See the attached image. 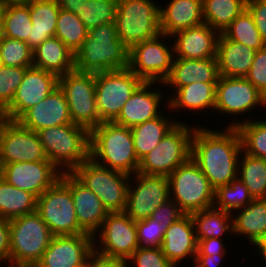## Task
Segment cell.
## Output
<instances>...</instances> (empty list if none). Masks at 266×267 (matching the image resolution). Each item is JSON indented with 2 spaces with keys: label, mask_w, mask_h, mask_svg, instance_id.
Instances as JSON below:
<instances>
[{
  "label": "cell",
  "mask_w": 266,
  "mask_h": 267,
  "mask_svg": "<svg viewBox=\"0 0 266 267\" xmlns=\"http://www.w3.org/2000/svg\"><path fill=\"white\" fill-rule=\"evenodd\" d=\"M241 152L242 142L236 127H227L219 132L204 126L194 127L191 159L214 190L238 177L239 159L243 156Z\"/></svg>",
  "instance_id": "cell-1"
},
{
  "label": "cell",
  "mask_w": 266,
  "mask_h": 267,
  "mask_svg": "<svg viewBox=\"0 0 266 267\" xmlns=\"http://www.w3.org/2000/svg\"><path fill=\"white\" fill-rule=\"evenodd\" d=\"M129 49L118 38L115 22L89 30L75 53V70L99 73L128 68Z\"/></svg>",
  "instance_id": "cell-2"
},
{
  "label": "cell",
  "mask_w": 266,
  "mask_h": 267,
  "mask_svg": "<svg viewBox=\"0 0 266 267\" xmlns=\"http://www.w3.org/2000/svg\"><path fill=\"white\" fill-rule=\"evenodd\" d=\"M90 158L101 166L131 176L140 164L131 129L115 122H103L90 131Z\"/></svg>",
  "instance_id": "cell-3"
},
{
  "label": "cell",
  "mask_w": 266,
  "mask_h": 267,
  "mask_svg": "<svg viewBox=\"0 0 266 267\" xmlns=\"http://www.w3.org/2000/svg\"><path fill=\"white\" fill-rule=\"evenodd\" d=\"M37 133L47 159L61 172H72L90 158V131L85 127L67 124Z\"/></svg>",
  "instance_id": "cell-4"
},
{
  "label": "cell",
  "mask_w": 266,
  "mask_h": 267,
  "mask_svg": "<svg viewBox=\"0 0 266 267\" xmlns=\"http://www.w3.org/2000/svg\"><path fill=\"white\" fill-rule=\"evenodd\" d=\"M10 267H35L53 235L35 211L9 220Z\"/></svg>",
  "instance_id": "cell-5"
},
{
  "label": "cell",
  "mask_w": 266,
  "mask_h": 267,
  "mask_svg": "<svg viewBox=\"0 0 266 267\" xmlns=\"http://www.w3.org/2000/svg\"><path fill=\"white\" fill-rule=\"evenodd\" d=\"M36 212L53 236L85 233L75 213L70 191V172H62L60 178L37 198Z\"/></svg>",
  "instance_id": "cell-6"
},
{
  "label": "cell",
  "mask_w": 266,
  "mask_h": 267,
  "mask_svg": "<svg viewBox=\"0 0 266 267\" xmlns=\"http://www.w3.org/2000/svg\"><path fill=\"white\" fill-rule=\"evenodd\" d=\"M115 25L118 38L129 49L161 34L160 6L152 0H117Z\"/></svg>",
  "instance_id": "cell-7"
},
{
  "label": "cell",
  "mask_w": 266,
  "mask_h": 267,
  "mask_svg": "<svg viewBox=\"0 0 266 267\" xmlns=\"http://www.w3.org/2000/svg\"><path fill=\"white\" fill-rule=\"evenodd\" d=\"M71 173L98 196L109 213L125 211L131 175L101 166L91 158Z\"/></svg>",
  "instance_id": "cell-8"
},
{
  "label": "cell",
  "mask_w": 266,
  "mask_h": 267,
  "mask_svg": "<svg viewBox=\"0 0 266 267\" xmlns=\"http://www.w3.org/2000/svg\"><path fill=\"white\" fill-rule=\"evenodd\" d=\"M178 122L156 147L141 160L138 173L169 176L178 166L191 158L194 127Z\"/></svg>",
  "instance_id": "cell-9"
},
{
  "label": "cell",
  "mask_w": 266,
  "mask_h": 267,
  "mask_svg": "<svg viewBox=\"0 0 266 267\" xmlns=\"http://www.w3.org/2000/svg\"><path fill=\"white\" fill-rule=\"evenodd\" d=\"M168 179L170 198L185 214L213 207L215 190L191 158L178 166Z\"/></svg>",
  "instance_id": "cell-10"
},
{
  "label": "cell",
  "mask_w": 266,
  "mask_h": 267,
  "mask_svg": "<svg viewBox=\"0 0 266 267\" xmlns=\"http://www.w3.org/2000/svg\"><path fill=\"white\" fill-rule=\"evenodd\" d=\"M142 83L129 68L95 73L96 106L101 122H114Z\"/></svg>",
  "instance_id": "cell-11"
},
{
  "label": "cell",
  "mask_w": 266,
  "mask_h": 267,
  "mask_svg": "<svg viewBox=\"0 0 266 267\" xmlns=\"http://www.w3.org/2000/svg\"><path fill=\"white\" fill-rule=\"evenodd\" d=\"M58 86L67 99L73 124L91 131L102 123L96 106L95 73L73 70L59 76Z\"/></svg>",
  "instance_id": "cell-12"
},
{
  "label": "cell",
  "mask_w": 266,
  "mask_h": 267,
  "mask_svg": "<svg viewBox=\"0 0 266 267\" xmlns=\"http://www.w3.org/2000/svg\"><path fill=\"white\" fill-rule=\"evenodd\" d=\"M167 37L161 33L129 48L128 68L143 82L163 83L169 76L175 57L173 45L161 42Z\"/></svg>",
  "instance_id": "cell-13"
},
{
  "label": "cell",
  "mask_w": 266,
  "mask_h": 267,
  "mask_svg": "<svg viewBox=\"0 0 266 267\" xmlns=\"http://www.w3.org/2000/svg\"><path fill=\"white\" fill-rule=\"evenodd\" d=\"M94 252L107 258L127 259L139 248L136 221L125 212L109 213L99 230Z\"/></svg>",
  "instance_id": "cell-14"
},
{
  "label": "cell",
  "mask_w": 266,
  "mask_h": 267,
  "mask_svg": "<svg viewBox=\"0 0 266 267\" xmlns=\"http://www.w3.org/2000/svg\"><path fill=\"white\" fill-rule=\"evenodd\" d=\"M1 164L47 160L38 133L7 119L0 131Z\"/></svg>",
  "instance_id": "cell-15"
},
{
  "label": "cell",
  "mask_w": 266,
  "mask_h": 267,
  "mask_svg": "<svg viewBox=\"0 0 266 267\" xmlns=\"http://www.w3.org/2000/svg\"><path fill=\"white\" fill-rule=\"evenodd\" d=\"M136 186L129 181L125 213L134 221L149 218L156 208L170 198L169 179L162 175L136 172Z\"/></svg>",
  "instance_id": "cell-16"
},
{
  "label": "cell",
  "mask_w": 266,
  "mask_h": 267,
  "mask_svg": "<svg viewBox=\"0 0 266 267\" xmlns=\"http://www.w3.org/2000/svg\"><path fill=\"white\" fill-rule=\"evenodd\" d=\"M94 237L78 235L53 236L35 267H82L94 252Z\"/></svg>",
  "instance_id": "cell-17"
},
{
  "label": "cell",
  "mask_w": 266,
  "mask_h": 267,
  "mask_svg": "<svg viewBox=\"0 0 266 267\" xmlns=\"http://www.w3.org/2000/svg\"><path fill=\"white\" fill-rule=\"evenodd\" d=\"M255 106L265 107L266 97L246 78L219 76L214 110L235 116L254 110Z\"/></svg>",
  "instance_id": "cell-18"
},
{
  "label": "cell",
  "mask_w": 266,
  "mask_h": 267,
  "mask_svg": "<svg viewBox=\"0 0 266 267\" xmlns=\"http://www.w3.org/2000/svg\"><path fill=\"white\" fill-rule=\"evenodd\" d=\"M61 173L48 159L2 165V177L8 183L37 198L60 178Z\"/></svg>",
  "instance_id": "cell-19"
},
{
  "label": "cell",
  "mask_w": 266,
  "mask_h": 267,
  "mask_svg": "<svg viewBox=\"0 0 266 267\" xmlns=\"http://www.w3.org/2000/svg\"><path fill=\"white\" fill-rule=\"evenodd\" d=\"M59 77L35 67L26 70L12 102L5 108L9 120H17L25 111L38 104L58 87Z\"/></svg>",
  "instance_id": "cell-20"
},
{
  "label": "cell",
  "mask_w": 266,
  "mask_h": 267,
  "mask_svg": "<svg viewBox=\"0 0 266 267\" xmlns=\"http://www.w3.org/2000/svg\"><path fill=\"white\" fill-rule=\"evenodd\" d=\"M17 121L35 132L48 127L73 124L67 99L59 86L38 104L25 111Z\"/></svg>",
  "instance_id": "cell-21"
},
{
  "label": "cell",
  "mask_w": 266,
  "mask_h": 267,
  "mask_svg": "<svg viewBox=\"0 0 266 267\" xmlns=\"http://www.w3.org/2000/svg\"><path fill=\"white\" fill-rule=\"evenodd\" d=\"M220 33L206 23L178 31L172 35L174 57L183 59L216 58Z\"/></svg>",
  "instance_id": "cell-22"
},
{
  "label": "cell",
  "mask_w": 266,
  "mask_h": 267,
  "mask_svg": "<svg viewBox=\"0 0 266 267\" xmlns=\"http://www.w3.org/2000/svg\"><path fill=\"white\" fill-rule=\"evenodd\" d=\"M70 191L80 228L97 240L103 220L109 214L98 196L70 172ZM98 230V231H97ZM96 236V239H95Z\"/></svg>",
  "instance_id": "cell-23"
},
{
  "label": "cell",
  "mask_w": 266,
  "mask_h": 267,
  "mask_svg": "<svg viewBox=\"0 0 266 267\" xmlns=\"http://www.w3.org/2000/svg\"><path fill=\"white\" fill-rule=\"evenodd\" d=\"M153 84L160 85L158 82H143L124 104L114 122L131 128L160 116L159 105L164 98L162 92L153 90Z\"/></svg>",
  "instance_id": "cell-24"
},
{
  "label": "cell",
  "mask_w": 266,
  "mask_h": 267,
  "mask_svg": "<svg viewBox=\"0 0 266 267\" xmlns=\"http://www.w3.org/2000/svg\"><path fill=\"white\" fill-rule=\"evenodd\" d=\"M197 245L191 214H185L165 231L161 249L166 258L176 267L187 256L191 255L195 259Z\"/></svg>",
  "instance_id": "cell-25"
},
{
  "label": "cell",
  "mask_w": 266,
  "mask_h": 267,
  "mask_svg": "<svg viewBox=\"0 0 266 267\" xmlns=\"http://www.w3.org/2000/svg\"><path fill=\"white\" fill-rule=\"evenodd\" d=\"M219 78L216 58L206 59H183L174 58L173 66L169 76L162 85H169L175 88L200 83H217Z\"/></svg>",
  "instance_id": "cell-26"
},
{
  "label": "cell",
  "mask_w": 266,
  "mask_h": 267,
  "mask_svg": "<svg viewBox=\"0 0 266 267\" xmlns=\"http://www.w3.org/2000/svg\"><path fill=\"white\" fill-rule=\"evenodd\" d=\"M256 50L229 40L220 33L216 59L219 76L245 78L252 66Z\"/></svg>",
  "instance_id": "cell-27"
},
{
  "label": "cell",
  "mask_w": 266,
  "mask_h": 267,
  "mask_svg": "<svg viewBox=\"0 0 266 267\" xmlns=\"http://www.w3.org/2000/svg\"><path fill=\"white\" fill-rule=\"evenodd\" d=\"M204 23L202 0H170L167 7L160 6L162 34L174 33Z\"/></svg>",
  "instance_id": "cell-28"
},
{
  "label": "cell",
  "mask_w": 266,
  "mask_h": 267,
  "mask_svg": "<svg viewBox=\"0 0 266 267\" xmlns=\"http://www.w3.org/2000/svg\"><path fill=\"white\" fill-rule=\"evenodd\" d=\"M33 67L52 72L59 77L75 70V54L53 36L33 51Z\"/></svg>",
  "instance_id": "cell-29"
},
{
  "label": "cell",
  "mask_w": 266,
  "mask_h": 267,
  "mask_svg": "<svg viewBox=\"0 0 266 267\" xmlns=\"http://www.w3.org/2000/svg\"><path fill=\"white\" fill-rule=\"evenodd\" d=\"M29 8L32 29L26 43L34 51L46 39L55 36L60 6L57 0H31Z\"/></svg>",
  "instance_id": "cell-30"
},
{
  "label": "cell",
  "mask_w": 266,
  "mask_h": 267,
  "mask_svg": "<svg viewBox=\"0 0 266 267\" xmlns=\"http://www.w3.org/2000/svg\"><path fill=\"white\" fill-rule=\"evenodd\" d=\"M236 215L232 217L233 235L247 236L257 248L266 238V199H254Z\"/></svg>",
  "instance_id": "cell-31"
},
{
  "label": "cell",
  "mask_w": 266,
  "mask_h": 267,
  "mask_svg": "<svg viewBox=\"0 0 266 267\" xmlns=\"http://www.w3.org/2000/svg\"><path fill=\"white\" fill-rule=\"evenodd\" d=\"M216 84L195 82L180 87L175 91V96L166 100L167 106L169 105L168 108L175 111L182 108L192 111L213 109L216 101Z\"/></svg>",
  "instance_id": "cell-32"
},
{
  "label": "cell",
  "mask_w": 266,
  "mask_h": 267,
  "mask_svg": "<svg viewBox=\"0 0 266 267\" xmlns=\"http://www.w3.org/2000/svg\"><path fill=\"white\" fill-rule=\"evenodd\" d=\"M169 120L165 115H160L130 128L139 161L152 151L166 133L178 123Z\"/></svg>",
  "instance_id": "cell-33"
},
{
  "label": "cell",
  "mask_w": 266,
  "mask_h": 267,
  "mask_svg": "<svg viewBox=\"0 0 266 267\" xmlns=\"http://www.w3.org/2000/svg\"><path fill=\"white\" fill-rule=\"evenodd\" d=\"M37 197L0 177V218L12 220L36 211Z\"/></svg>",
  "instance_id": "cell-34"
},
{
  "label": "cell",
  "mask_w": 266,
  "mask_h": 267,
  "mask_svg": "<svg viewBox=\"0 0 266 267\" xmlns=\"http://www.w3.org/2000/svg\"><path fill=\"white\" fill-rule=\"evenodd\" d=\"M232 217L231 213L214 207L191 213L197 242L201 239L221 238L228 231L233 233Z\"/></svg>",
  "instance_id": "cell-35"
},
{
  "label": "cell",
  "mask_w": 266,
  "mask_h": 267,
  "mask_svg": "<svg viewBox=\"0 0 266 267\" xmlns=\"http://www.w3.org/2000/svg\"><path fill=\"white\" fill-rule=\"evenodd\" d=\"M247 0H202L203 20L222 33L246 9Z\"/></svg>",
  "instance_id": "cell-36"
},
{
  "label": "cell",
  "mask_w": 266,
  "mask_h": 267,
  "mask_svg": "<svg viewBox=\"0 0 266 267\" xmlns=\"http://www.w3.org/2000/svg\"><path fill=\"white\" fill-rule=\"evenodd\" d=\"M238 164V177L253 199H266V160L245 153Z\"/></svg>",
  "instance_id": "cell-37"
},
{
  "label": "cell",
  "mask_w": 266,
  "mask_h": 267,
  "mask_svg": "<svg viewBox=\"0 0 266 267\" xmlns=\"http://www.w3.org/2000/svg\"><path fill=\"white\" fill-rule=\"evenodd\" d=\"M232 121L227 127H236L239 131L242 150L252 156L266 160V121L245 120L242 122Z\"/></svg>",
  "instance_id": "cell-38"
},
{
  "label": "cell",
  "mask_w": 266,
  "mask_h": 267,
  "mask_svg": "<svg viewBox=\"0 0 266 267\" xmlns=\"http://www.w3.org/2000/svg\"><path fill=\"white\" fill-rule=\"evenodd\" d=\"M89 30L75 13L60 8L55 36L65 44L72 53H76L85 38L88 36Z\"/></svg>",
  "instance_id": "cell-39"
},
{
  "label": "cell",
  "mask_w": 266,
  "mask_h": 267,
  "mask_svg": "<svg viewBox=\"0 0 266 267\" xmlns=\"http://www.w3.org/2000/svg\"><path fill=\"white\" fill-rule=\"evenodd\" d=\"M229 40L242 43L253 50H260L266 46L255 25L250 12L245 9L222 32Z\"/></svg>",
  "instance_id": "cell-40"
},
{
  "label": "cell",
  "mask_w": 266,
  "mask_h": 267,
  "mask_svg": "<svg viewBox=\"0 0 266 267\" xmlns=\"http://www.w3.org/2000/svg\"><path fill=\"white\" fill-rule=\"evenodd\" d=\"M253 200L247 186L236 177L229 184L215 190L213 207L233 215V211L244 208Z\"/></svg>",
  "instance_id": "cell-41"
},
{
  "label": "cell",
  "mask_w": 266,
  "mask_h": 267,
  "mask_svg": "<svg viewBox=\"0 0 266 267\" xmlns=\"http://www.w3.org/2000/svg\"><path fill=\"white\" fill-rule=\"evenodd\" d=\"M3 28L5 37L27 42L32 29L29 3L7 5Z\"/></svg>",
  "instance_id": "cell-42"
},
{
  "label": "cell",
  "mask_w": 266,
  "mask_h": 267,
  "mask_svg": "<svg viewBox=\"0 0 266 267\" xmlns=\"http://www.w3.org/2000/svg\"><path fill=\"white\" fill-rule=\"evenodd\" d=\"M117 0H87L78 14L88 30L115 22Z\"/></svg>",
  "instance_id": "cell-43"
},
{
  "label": "cell",
  "mask_w": 266,
  "mask_h": 267,
  "mask_svg": "<svg viewBox=\"0 0 266 267\" xmlns=\"http://www.w3.org/2000/svg\"><path fill=\"white\" fill-rule=\"evenodd\" d=\"M0 55L4 66L33 67V50L21 40L4 37L0 44Z\"/></svg>",
  "instance_id": "cell-44"
},
{
  "label": "cell",
  "mask_w": 266,
  "mask_h": 267,
  "mask_svg": "<svg viewBox=\"0 0 266 267\" xmlns=\"http://www.w3.org/2000/svg\"><path fill=\"white\" fill-rule=\"evenodd\" d=\"M28 68L0 67V105L5 109L13 100Z\"/></svg>",
  "instance_id": "cell-45"
},
{
  "label": "cell",
  "mask_w": 266,
  "mask_h": 267,
  "mask_svg": "<svg viewBox=\"0 0 266 267\" xmlns=\"http://www.w3.org/2000/svg\"><path fill=\"white\" fill-rule=\"evenodd\" d=\"M139 247H161L164 237L162 224L150 217L136 221Z\"/></svg>",
  "instance_id": "cell-46"
},
{
  "label": "cell",
  "mask_w": 266,
  "mask_h": 267,
  "mask_svg": "<svg viewBox=\"0 0 266 267\" xmlns=\"http://www.w3.org/2000/svg\"><path fill=\"white\" fill-rule=\"evenodd\" d=\"M127 262L135 263L136 267H175L166 258L161 247H139Z\"/></svg>",
  "instance_id": "cell-47"
},
{
  "label": "cell",
  "mask_w": 266,
  "mask_h": 267,
  "mask_svg": "<svg viewBox=\"0 0 266 267\" xmlns=\"http://www.w3.org/2000/svg\"><path fill=\"white\" fill-rule=\"evenodd\" d=\"M245 78L266 97V46L256 51Z\"/></svg>",
  "instance_id": "cell-48"
},
{
  "label": "cell",
  "mask_w": 266,
  "mask_h": 267,
  "mask_svg": "<svg viewBox=\"0 0 266 267\" xmlns=\"http://www.w3.org/2000/svg\"><path fill=\"white\" fill-rule=\"evenodd\" d=\"M184 215L185 213L179 208V205L169 198L156 208L150 218L162 224L163 231L165 232L171 224L178 221Z\"/></svg>",
  "instance_id": "cell-49"
},
{
  "label": "cell",
  "mask_w": 266,
  "mask_h": 267,
  "mask_svg": "<svg viewBox=\"0 0 266 267\" xmlns=\"http://www.w3.org/2000/svg\"><path fill=\"white\" fill-rule=\"evenodd\" d=\"M246 9L252 15L261 38L266 43V0H247Z\"/></svg>",
  "instance_id": "cell-50"
},
{
  "label": "cell",
  "mask_w": 266,
  "mask_h": 267,
  "mask_svg": "<svg viewBox=\"0 0 266 267\" xmlns=\"http://www.w3.org/2000/svg\"><path fill=\"white\" fill-rule=\"evenodd\" d=\"M222 238H208L198 241L196 255H226L225 244Z\"/></svg>",
  "instance_id": "cell-51"
},
{
  "label": "cell",
  "mask_w": 266,
  "mask_h": 267,
  "mask_svg": "<svg viewBox=\"0 0 266 267\" xmlns=\"http://www.w3.org/2000/svg\"><path fill=\"white\" fill-rule=\"evenodd\" d=\"M10 256V228L9 220L0 218V264H9Z\"/></svg>",
  "instance_id": "cell-52"
},
{
  "label": "cell",
  "mask_w": 266,
  "mask_h": 267,
  "mask_svg": "<svg viewBox=\"0 0 266 267\" xmlns=\"http://www.w3.org/2000/svg\"><path fill=\"white\" fill-rule=\"evenodd\" d=\"M124 259L107 258L95 252L91 254V267H129Z\"/></svg>",
  "instance_id": "cell-53"
},
{
  "label": "cell",
  "mask_w": 266,
  "mask_h": 267,
  "mask_svg": "<svg viewBox=\"0 0 266 267\" xmlns=\"http://www.w3.org/2000/svg\"><path fill=\"white\" fill-rule=\"evenodd\" d=\"M225 255H195V261L202 267H220V262Z\"/></svg>",
  "instance_id": "cell-54"
},
{
  "label": "cell",
  "mask_w": 266,
  "mask_h": 267,
  "mask_svg": "<svg viewBox=\"0 0 266 267\" xmlns=\"http://www.w3.org/2000/svg\"><path fill=\"white\" fill-rule=\"evenodd\" d=\"M86 1L87 0H57V3L61 9L78 15L80 13V9L83 6V3Z\"/></svg>",
  "instance_id": "cell-55"
},
{
  "label": "cell",
  "mask_w": 266,
  "mask_h": 267,
  "mask_svg": "<svg viewBox=\"0 0 266 267\" xmlns=\"http://www.w3.org/2000/svg\"><path fill=\"white\" fill-rule=\"evenodd\" d=\"M31 0H0L4 5L28 4Z\"/></svg>",
  "instance_id": "cell-56"
},
{
  "label": "cell",
  "mask_w": 266,
  "mask_h": 267,
  "mask_svg": "<svg viewBox=\"0 0 266 267\" xmlns=\"http://www.w3.org/2000/svg\"><path fill=\"white\" fill-rule=\"evenodd\" d=\"M257 247L258 252L262 256V258L265 259L263 261L266 262V238Z\"/></svg>",
  "instance_id": "cell-57"
},
{
  "label": "cell",
  "mask_w": 266,
  "mask_h": 267,
  "mask_svg": "<svg viewBox=\"0 0 266 267\" xmlns=\"http://www.w3.org/2000/svg\"><path fill=\"white\" fill-rule=\"evenodd\" d=\"M6 11V5H4L2 2H0V29L3 28V21H4V15Z\"/></svg>",
  "instance_id": "cell-58"
},
{
  "label": "cell",
  "mask_w": 266,
  "mask_h": 267,
  "mask_svg": "<svg viewBox=\"0 0 266 267\" xmlns=\"http://www.w3.org/2000/svg\"><path fill=\"white\" fill-rule=\"evenodd\" d=\"M7 120L5 109L0 105V131L3 123Z\"/></svg>",
  "instance_id": "cell-59"
},
{
  "label": "cell",
  "mask_w": 266,
  "mask_h": 267,
  "mask_svg": "<svg viewBox=\"0 0 266 267\" xmlns=\"http://www.w3.org/2000/svg\"><path fill=\"white\" fill-rule=\"evenodd\" d=\"M5 35H4V29H0V44L2 42V40L4 39Z\"/></svg>",
  "instance_id": "cell-60"
},
{
  "label": "cell",
  "mask_w": 266,
  "mask_h": 267,
  "mask_svg": "<svg viewBox=\"0 0 266 267\" xmlns=\"http://www.w3.org/2000/svg\"><path fill=\"white\" fill-rule=\"evenodd\" d=\"M82 267H91V255L89 257V260L86 264H84Z\"/></svg>",
  "instance_id": "cell-61"
},
{
  "label": "cell",
  "mask_w": 266,
  "mask_h": 267,
  "mask_svg": "<svg viewBox=\"0 0 266 267\" xmlns=\"http://www.w3.org/2000/svg\"><path fill=\"white\" fill-rule=\"evenodd\" d=\"M0 177H2V164H1V160H0Z\"/></svg>",
  "instance_id": "cell-62"
},
{
  "label": "cell",
  "mask_w": 266,
  "mask_h": 267,
  "mask_svg": "<svg viewBox=\"0 0 266 267\" xmlns=\"http://www.w3.org/2000/svg\"><path fill=\"white\" fill-rule=\"evenodd\" d=\"M194 262H195V266L194 267H202L199 263H197L195 260H194Z\"/></svg>",
  "instance_id": "cell-63"
},
{
  "label": "cell",
  "mask_w": 266,
  "mask_h": 267,
  "mask_svg": "<svg viewBox=\"0 0 266 267\" xmlns=\"http://www.w3.org/2000/svg\"><path fill=\"white\" fill-rule=\"evenodd\" d=\"M3 65V62H2V58H1V55H0V67Z\"/></svg>",
  "instance_id": "cell-64"
}]
</instances>
